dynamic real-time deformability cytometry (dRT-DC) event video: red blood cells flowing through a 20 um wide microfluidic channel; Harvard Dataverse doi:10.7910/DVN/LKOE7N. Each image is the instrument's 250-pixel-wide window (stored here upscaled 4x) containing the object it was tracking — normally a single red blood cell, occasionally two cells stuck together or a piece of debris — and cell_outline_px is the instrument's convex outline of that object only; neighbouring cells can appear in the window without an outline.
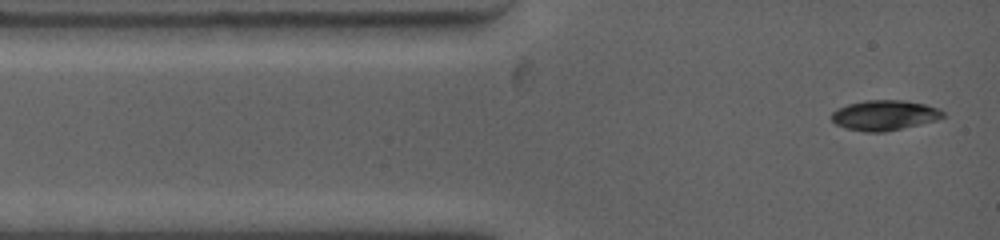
{"species": "common noctule bat (a hibernating species)", "species_latin": "Nyctalus noctula", "temperature_condition": "warm", "stored_images_in_passage": 38, "camera_frame_rate_fps": 4500, "um_per_image_px": 0.085, "animal": {"sex": "female", "body_mass_g": 19.0, "forearm_length_mm": 53.3}, "frame": {"image": 1, "passage_image": 1, "time_ms": 0.0, "image_size_px": [1000, 240], "cell_outline_px": [[944, 116], [936, 120], [920, 124], [884, 132], [864, 132], [848, 128], [836, 124], [832, 120], [832, 112], [836, 108], [848, 104], [864, 100], [904, 100], [924, 104], [940, 108], [944, 112]], "centroid_in_image_um": [75.18, 9.78], "position_along_channel_um": 9.8, "area_um2": 19.54}}
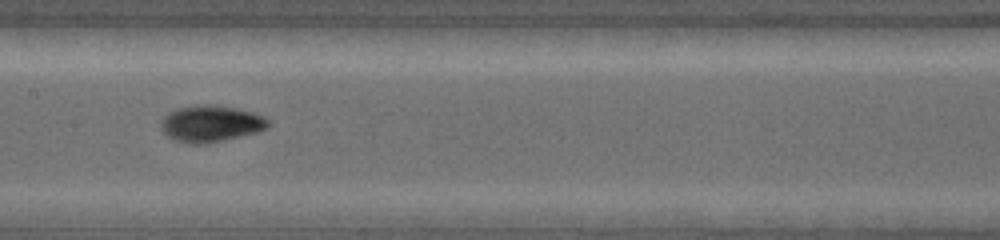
{"frame": {"image": 2, "passage_image": 16, "time_ms": 5.556, "image_size_px": [1000, 240], "cell_outline_px": [[268, 124], [264, 128], [256, 132], [204, 144], [192, 144], [176, 140], [168, 136], [164, 132], [160, 124], [160, 120], [168, 112], [176, 108], [204, 104], [216, 104], [236, 108], [252, 112], [264, 116], [268, 120]], "centroid_in_image_um": [17.87, 10.49], "position_along_channel_um": 189.5, "area_um2": 22.6}}
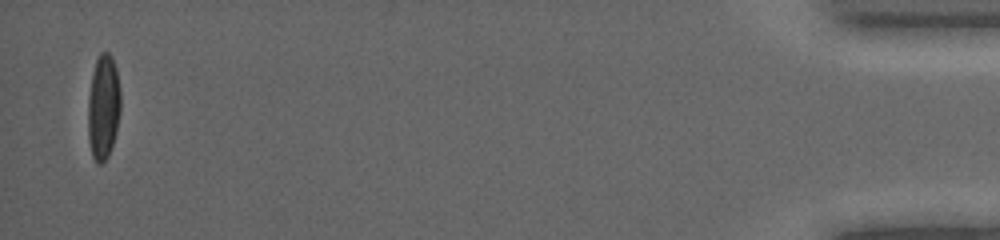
{"frame": {"image": 3, "passage_image": 38, "time_ms": 15.333, "image_size_px": [1000, 240], "cell_outline_px": [[120, 112], [116, 132], [108, 156], [100, 164], [96, 164], [92, 156], [88, 140], [88, 96], [92, 76], [96, 60], [100, 52], [108, 52], [112, 56], [116, 68], [120, 92]], "centroid_in_image_um": [8.78, 9.11], "position_along_channel_um": 426.4, "area_um2": 20.0}, "authors_computed_cell_mechanics": {"area_um2": 20.4034, "velocity_mm_per_s": 3.8845, "shape_relaxation_time_tau1_ms": 3.8666, "shape_relaxation_time_tau2_ms": 1.9282, "deformation_change_tau1": 0.1705, "deformation_change_tau2": 0.0416}}